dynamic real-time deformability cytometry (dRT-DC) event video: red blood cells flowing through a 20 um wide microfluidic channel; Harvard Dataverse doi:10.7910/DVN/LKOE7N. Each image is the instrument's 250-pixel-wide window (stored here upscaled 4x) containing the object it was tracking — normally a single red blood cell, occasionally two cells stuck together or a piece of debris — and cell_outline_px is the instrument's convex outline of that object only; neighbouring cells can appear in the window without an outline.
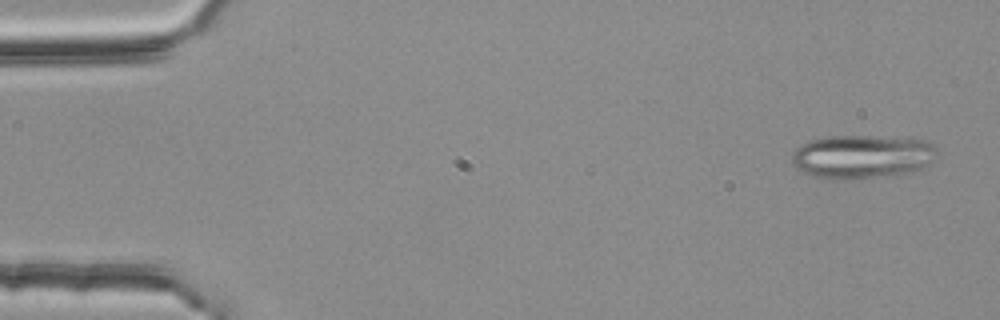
{"species": "common noctule bat (a hibernating species)", "species_latin": "Nyctalus noctula", "temperature_condition": "room temperature", "stored_images_in_passage": 53, "segment_of_instrument_passage": [1, 2], "camera_frame_rate_fps": 3000, "um_per_image_px": 0.085, "animal": {"sex": "female", "body_mass_g": 25.1}, "frame": {"image": 1, "passage_image": 2, "time_ms": 0.333, "image_size_px": [1000, 320], "cell_outline_px": [[936, 152], [932, 160], [928, 164], [920, 168], [900, 176], [836, 180], [832, 180], [812, 176], [796, 168], [792, 164], [792, 156], [796, 148], [800, 144], [808, 140], [828, 136], [872, 136], [924, 140], [936, 148]], "centroid_in_image_um": [73.23, 13.33], "position_along_channel_um": 11.8, "area_um2": 37.22}}